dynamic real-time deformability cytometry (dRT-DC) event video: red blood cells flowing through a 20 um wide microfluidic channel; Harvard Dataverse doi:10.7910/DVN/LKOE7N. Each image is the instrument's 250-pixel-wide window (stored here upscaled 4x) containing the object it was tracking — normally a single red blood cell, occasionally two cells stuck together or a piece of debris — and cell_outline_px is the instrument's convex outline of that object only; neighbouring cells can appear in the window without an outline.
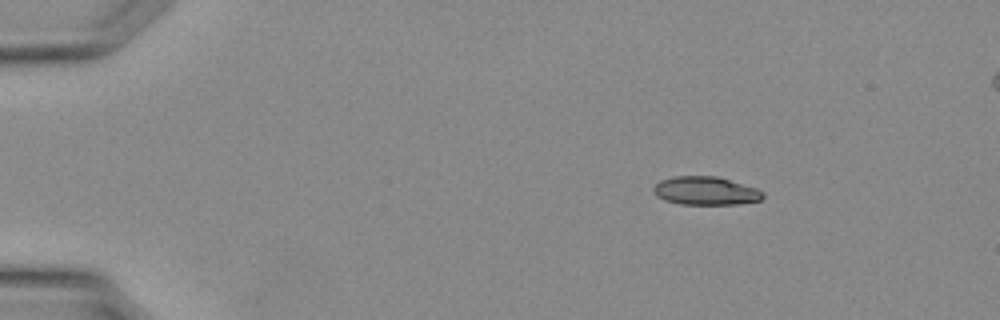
{"species": "Egyptian fruit bat (a non-hibernating species)", "species_latin": "Rousettus aegyptiacus", "temperature_condition": "warm", "stored_images_in_passage": 24, "camera_frame_rate_fps": 3000, "um_per_image_px": 0.085, "animal": {"sex": "female"}, "frame": {"image": 1, "passage_image": 5, "time_ms": 1.333, "image_size_px": [1000, 320], "cell_outline_px": [[764, 196], [760, 200], [740, 204], [680, 204], [664, 200], [656, 196], [652, 192], [652, 188], [660, 180], [676, 176], [716, 176], [756, 188], [764, 192]], "centroid_in_image_um": [59.95, 16.22], "position_along_channel_um": 25.1, "area_um2": 18.09}}
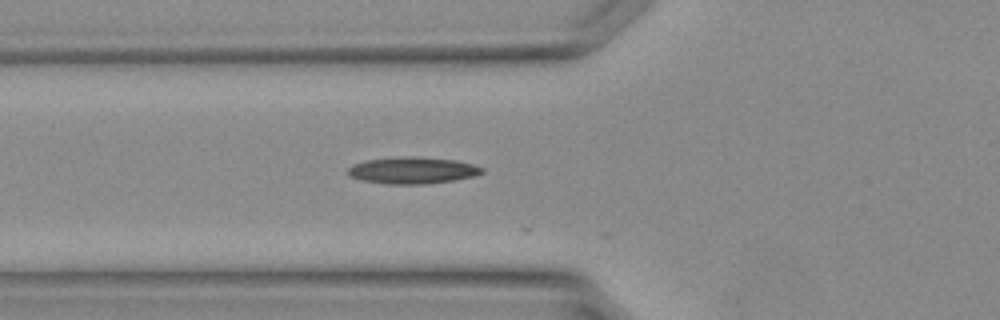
{"frame": {"image": 2, "passage_image": 13, "time_ms": 4.0, "image_size_px": [1000, 320], "cell_outline_px": [[484, 172], [472, 176], [452, 180], [424, 184], [388, 184], [364, 180], [348, 176], [348, 168], [352, 164], [368, 160], [412, 156], [456, 160], [472, 164], [484, 168]], "centroid_in_image_um": [35.06, 14.48], "position_along_channel_um": 90.7, "area_um2": 20.52}}
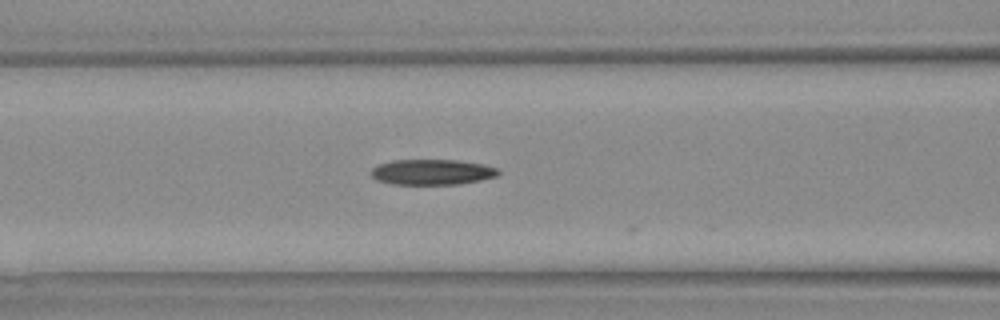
{"frame": {"image": 3, "passage_image": 15, "time_ms": 4.667, "image_size_px": [1000, 320], "cell_outline_px": [[500, 172], [496, 176], [480, 180], [460, 184], [392, 184], [376, 180], [368, 172], [372, 168], [380, 164], [392, 160], [456, 160], [484, 164], [500, 168]], "centroid_in_image_um": [36.73, 14.62], "position_along_channel_um": 129.9, "area_um2": 19.02}}